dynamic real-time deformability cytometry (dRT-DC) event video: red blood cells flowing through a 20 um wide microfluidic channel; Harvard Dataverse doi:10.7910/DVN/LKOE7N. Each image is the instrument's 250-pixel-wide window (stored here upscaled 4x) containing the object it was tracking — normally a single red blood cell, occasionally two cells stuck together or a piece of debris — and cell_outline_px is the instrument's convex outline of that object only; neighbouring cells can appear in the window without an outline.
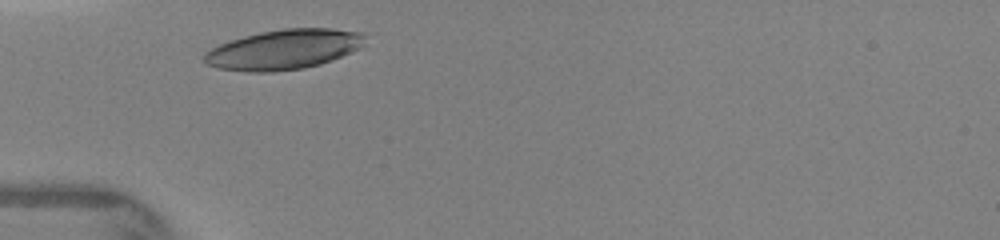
{"species": "human", "species_latin": "Homo sapiens", "temperature_condition": "warm", "stored_images_in_passage": 5, "camera_frame_rate_fps": 3000, "um_per_image_px": 0.085, "donor": {"sex": "female"}, "frame": {"image": 1, "passage_image": 1, "time_ms": 0.0, "image_size_px": [1000, 240], "cell_outline_px": [[364, 36], [360, 48], [332, 60], [320, 64], [304, 68], [272, 72], [248, 72], [216, 68], [204, 64], [200, 60], [204, 52], [220, 44], [244, 36], [260, 32], [284, 28], [332, 28], [360, 32]], "centroid_in_image_um": [24.04, 4.22], "position_along_channel_um": 61.0, "area_um2": 37.51}}
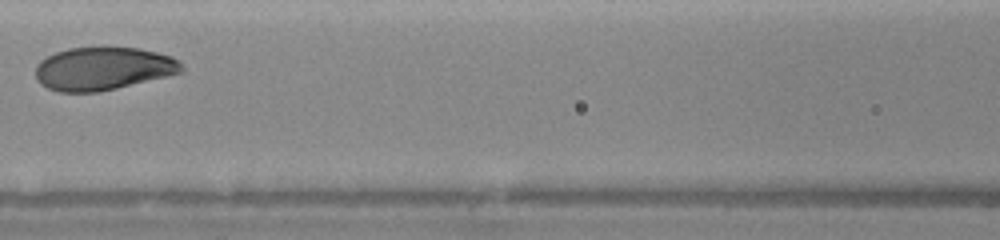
{"frame": {"image": 2, "passage_image": 5, "time_ms": 2.333, "image_size_px": [1000, 240], "cell_outline_px": [[184, 68], [180, 72], [100, 92], [60, 92], [48, 88], [40, 84], [36, 80], [36, 64], [40, 60], [56, 52], [68, 48], [100, 44], [104, 44], [140, 48], [172, 56]], "centroid_in_image_um": [8.7, 5.78], "position_along_channel_um": 157.9, "area_um2": 37.28}}